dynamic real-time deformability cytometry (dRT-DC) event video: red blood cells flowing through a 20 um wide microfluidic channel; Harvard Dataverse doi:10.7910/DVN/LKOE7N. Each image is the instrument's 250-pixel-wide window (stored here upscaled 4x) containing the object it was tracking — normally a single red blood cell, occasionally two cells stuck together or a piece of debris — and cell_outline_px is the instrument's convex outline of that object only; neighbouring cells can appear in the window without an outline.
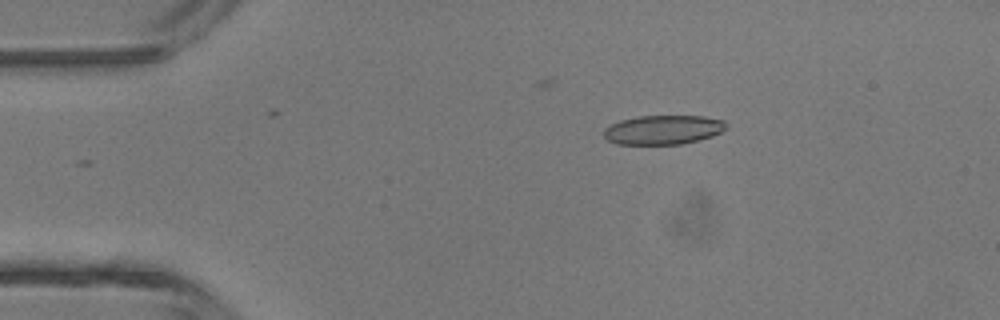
{"species": "common noctule bat (a hibernating species)", "species_latin": "Nyctalus noctula", "temperature_condition": "room temperature", "stored_images_in_passage": 7, "camera_frame_rate_fps": 3000, "um_per_image_px": 0.085, "animal": {"sex": "male", "body_mass_g": 13.3}, "frame": {"image": 1, "passage_image": 1, "time_ms": 0.0, "image_size_px": [1000, 320], "cell_outline_px": [[724, 128], [720, 132], [712, 136], [680, 144], [616, 144], [608, 140], [604, 136], [604, 128], [620, 120], [636, 116], [704, 116], [724, 120]], "centroid_in_image_um": [56.32, 11.02], "position_along_channel_um": 28.7, "area_um2": 20.63}}
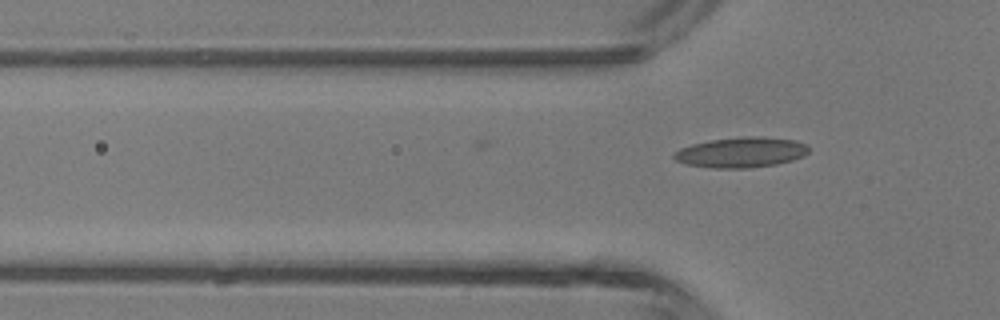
{"frame": {"image": 2, "passage_image": 7, "time_ms": 2.0, "image_size_px": [1000, 320], "cell_outline_px": [[812, 148], [804, 156], [792, 160], [776, 164], [748, 168], [712, 168], [688, 164], [676, 160], [672, 156], [680, 148], [692, 144], [712, 140], [740, 136], [760, 136], [796, 140], [808, 144]], "centroid_in_image_um": [63.06, 12.94], "position_along_channel_um": 62.7, "area_um2": 23.93}}